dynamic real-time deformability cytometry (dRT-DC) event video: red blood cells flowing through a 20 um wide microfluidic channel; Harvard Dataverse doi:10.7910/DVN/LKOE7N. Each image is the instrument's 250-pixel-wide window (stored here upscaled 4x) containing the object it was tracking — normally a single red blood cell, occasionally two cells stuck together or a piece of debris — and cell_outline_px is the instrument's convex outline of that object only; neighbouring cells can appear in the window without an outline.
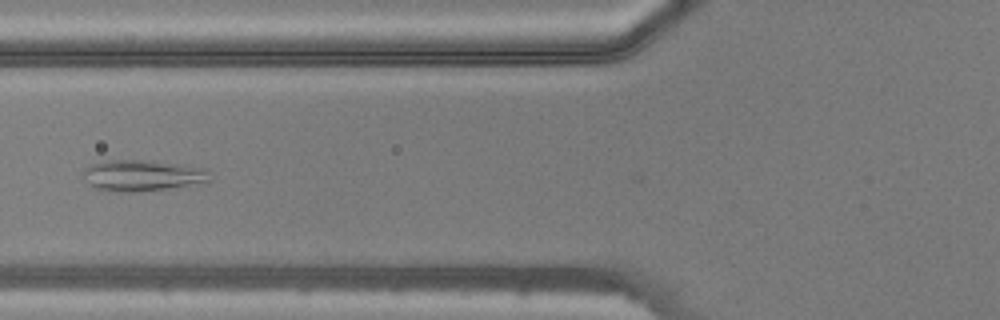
{"species": "common noctule bat (a hibernating species)", "species_latin": "Nyctalus noctula", "temperature_condition": "warm", "stored_images_in_passage": 5, "camera_frame_rate_fps": 3000, "um_per_image_px": 0.085, "animal": {"sex": "male", "body_mass_g": 20.5, "forearm_length_mm": 52.5}, "frame": {"image": 1, "passage_image": 4, "time_ms": 1.0, "image_size_px": [1000, 320], "cell_outline_px": [[212, 180], [208, 184], [140, 192], [112, 192], [96, 188], [88, 184], [80, 172], [84, 168], [92, 164], [104, 160], [152, 160], [184, 164], [204, 168]], "centroid_in_image_um": [12.15, 14.93], "position_along_channel_um": 113.7, "area_um2": 23.93}}